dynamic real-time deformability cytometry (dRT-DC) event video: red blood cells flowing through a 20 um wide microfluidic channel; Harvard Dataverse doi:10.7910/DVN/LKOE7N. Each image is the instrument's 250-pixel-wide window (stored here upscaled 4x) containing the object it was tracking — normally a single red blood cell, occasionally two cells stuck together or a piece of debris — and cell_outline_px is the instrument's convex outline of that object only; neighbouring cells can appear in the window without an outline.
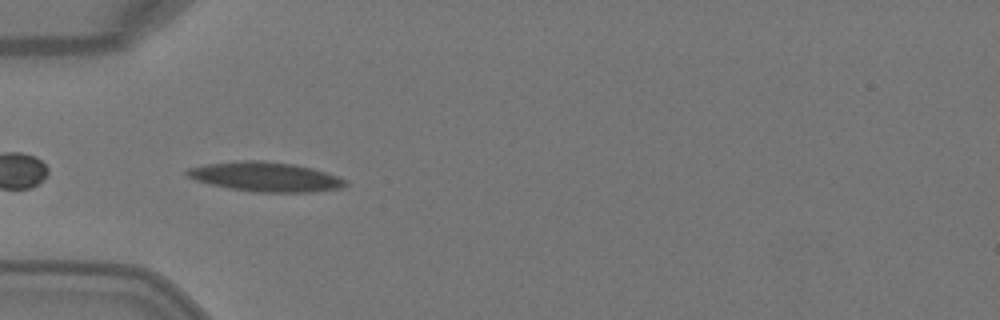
{"species": "Egyptian fruit bat (a non-hibernating species)", "species_latin": "Rousettus aegyptiacus", "temperature_condition": "warm", "stored_images_in_passage": 7, "camera_frame_rate_fps": 3000, "um_per_image_px": 0.085, "animal": {"sex": "female"}, "frame": {"image": 1, "passage_image": 5, "time_ms": 1.333, "image_size_px": [1000, 320], "cell_outline_px": [[348, 184], [340, 188], [312, 192], [256, 192], [228, 188], [196, 180], [188, 176], [184, 172], [188, 168], [208, 164], [244, 160], [264, 160], [296, 164], [312, 168], [348, 180]], "centroid_in_image_um": [22.59, 15.02], "position_along_channel_um": 62.4, "area_um2": 27.11}}
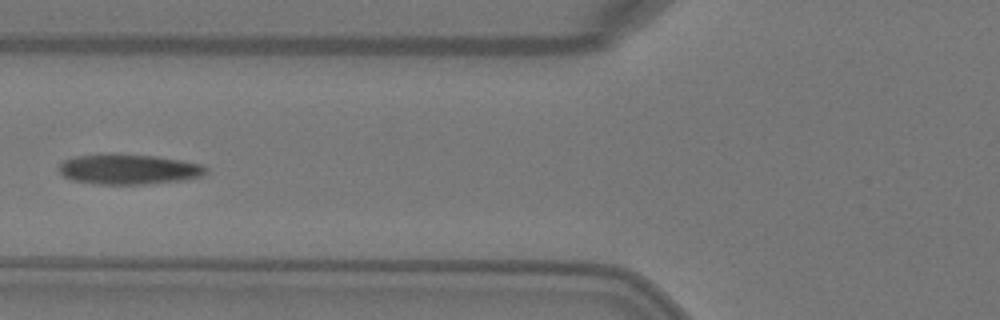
{"frame": {"image": 2, "passage_image": 6, "time_ms": 1.667, "image_size_px": [1000, 320], "cell_outline_px": [[208, 172], [200, 176], [180, 180], [144, 184], [96, 184], [72, 180], [64, 176], [60, 172], [60, 164], [64, 160], [76, 156], [112, 152], [116, 152], [156, 156], [180, 160], [200, 164], [208, 168]], "centroid_in_image_um": [10.91, 14.36], "position_along_channel_um": 114.9, "area_um2": 26.07}}